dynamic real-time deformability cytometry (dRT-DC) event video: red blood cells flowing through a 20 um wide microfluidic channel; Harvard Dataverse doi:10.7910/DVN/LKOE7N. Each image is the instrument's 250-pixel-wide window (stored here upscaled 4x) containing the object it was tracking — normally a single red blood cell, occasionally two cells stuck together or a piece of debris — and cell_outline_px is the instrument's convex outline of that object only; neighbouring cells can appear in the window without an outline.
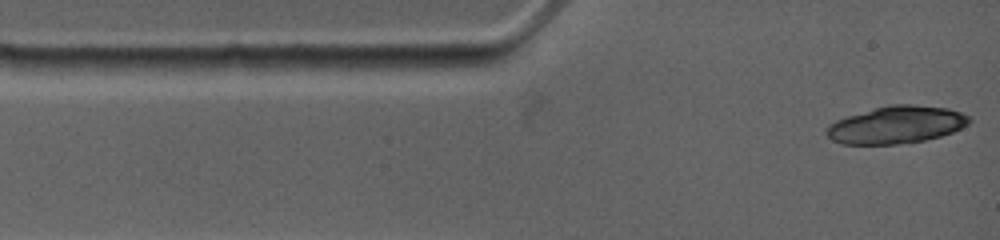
{"species": "common noctule bat (a hibernating species)", "species_latin": "Nyctalus noctula", "temperature_condition": "warm", "stored_images_in_passage": 2, "camera_frame_rate_fps": 4500, "um_per_image_px": 0.085, "animal": {"sex": "female", "body_mass_g": 19.0, "forearm_length_mm": 53.3}, "frame": {"image": 1, "passage_image": 2, "time_ms": 0.667, "image_size_px": [1000, 240], "cell_outline_px": [[972, 120], [968, 124], [952, 132], [940, 136], [924, 140], [896, 144], [840, 144], [832, 140], [824, 132], [824, 128], [828, 124], [836, 120], [848, 116], [888, 104], [912, 104], [948, 108], [960, 112], [968, 116]], "centroid_in_image_um": [76.15, 10.6], "position_along_channel_um": 8.8, "area_um2": 31.1}}